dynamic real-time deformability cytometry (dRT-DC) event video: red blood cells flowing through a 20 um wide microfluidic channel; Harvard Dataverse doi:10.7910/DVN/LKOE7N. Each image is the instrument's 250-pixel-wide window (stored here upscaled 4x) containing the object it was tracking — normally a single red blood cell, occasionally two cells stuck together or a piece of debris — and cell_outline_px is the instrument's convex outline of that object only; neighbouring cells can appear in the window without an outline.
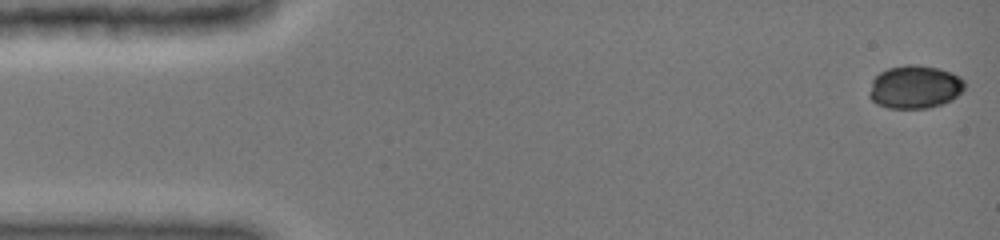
{"species": "common noctule bat (a hibernating species)", "species_latin": "Nyctalus noctula", "temperature_condition": "cold", "stored_images_in_passage": 47, "camera_frame_rate_fps": 3000, "um_per_image_px": 0.085, "animal": {"sex": "female", "body_mass_g": 19.0, "forearm_length_mm": 51.5}, "frame": {"image": 1, "passage_image": 1, "time_ms": 0.0, "image_size_px": [1000, 240], "cell_outline_px": [[964, 88], [952, 100], [928, 108], [888, 108], [876, 104], [868, 96], [868, 92], [872, 80], [880, 72], [888, 68], [904, 64], [916, 64], [940, 68], [952, 72], [960, 76], [964, 80]], "centroid_in_image_um": [77.74, 7.38], "position_along_channel_um": 7.3, "area_um2": 24.22}}
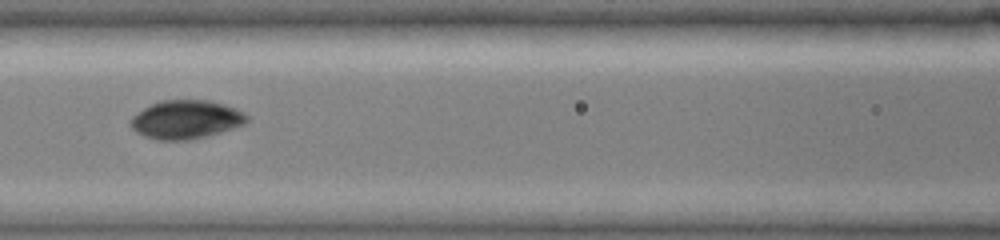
{"frame": {"image": 2, "passage_image": 21, "time_ms": 6.667, "image_size_px": [1000, 240], "cell_outline_px": [[248, 120], [244, 124], [220, 132], [188, 140], [156, 140], [144, 136], [136, 132], [128, 124], [128, 120], [132, 116], [144, 108], [160, 100], [208, 100], [224, 104], [244, 112], [248, 116]], "centroid_in_image_um": [15.76, 10.16], "position_along_channel_um": 150.8, "area_um2": 26.13}}
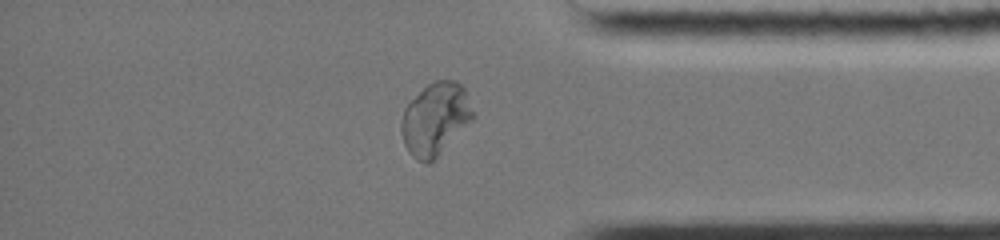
{"frame": {"image": 3, "passage_image": 40, "time_ms": 13.0, "image_size_px": [1000, 240], "cell_outline_px": [[476, 116], [428, 164], [424, 164], [416, 160], [408, 152], [404, 144], [400, 132], [400, 124], [404, 108], [428, 84], [436, 80], [452, 80], [460, 84], [464, 88]], "centroid_in_image_um": [36.98, 10.12], "position_along_channel_um": 398.2, "area_um2": 29.88}, "authors_computed_cell_mechanics": {"area_um2": 26.0678, "velocity_mm_per_s": 3.9909, "shape_relaxation_time_tau1_ms": 3.8911, "shape_relaxation_time_tau2_ms": null, "deformation_change_tau1": 0.0893, "deformation_change_tau2": null}}